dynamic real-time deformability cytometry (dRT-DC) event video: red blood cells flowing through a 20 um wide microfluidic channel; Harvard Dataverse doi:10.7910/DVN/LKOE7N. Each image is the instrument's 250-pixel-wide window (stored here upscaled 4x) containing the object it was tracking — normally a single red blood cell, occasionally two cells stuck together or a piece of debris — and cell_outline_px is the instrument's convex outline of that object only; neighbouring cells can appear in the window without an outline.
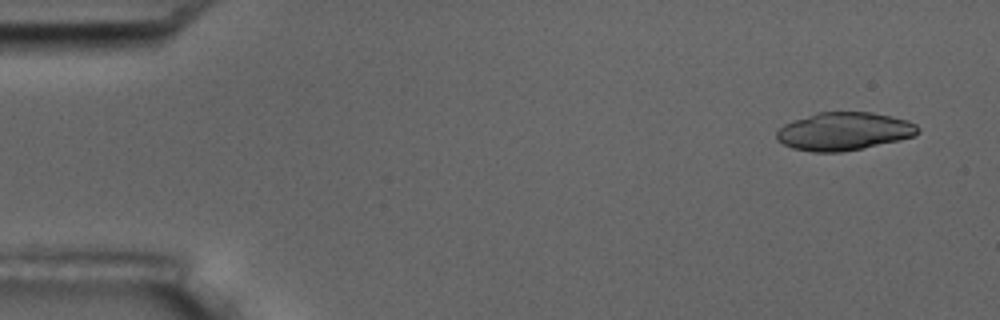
{"species": "common noctule bat (a hibernating species)", "species_latin": "Nyctalus noctula", "temperature_condition": "room temperature", "stored_images_in_passage": 4, "camera_frame_rate_fps": 3000, "um_per_image_px": 0.085, "animal": {"sex": "male", "body_mass_g": 17.5, "forearm_length_mm": 52.3}, "frame": {"image": 1, "passage_image": 1, "time_ms": 0.0, "image_size_px": [1000, 320], "cell_outline_px": [[920, 132], [916, 136], [900, 140], [840, 152], [812, 152], [792, 148], [776, 140], [776, 132], [784, 124], [792, 120], [816, 112], [872, 112], [892, 116], [908, 120], [916, 124], [920, 128]], "centroid_in_image_um": [71.74, 11.15], "position_along_channel_um": 13.3, "area_um2": 31.5}}